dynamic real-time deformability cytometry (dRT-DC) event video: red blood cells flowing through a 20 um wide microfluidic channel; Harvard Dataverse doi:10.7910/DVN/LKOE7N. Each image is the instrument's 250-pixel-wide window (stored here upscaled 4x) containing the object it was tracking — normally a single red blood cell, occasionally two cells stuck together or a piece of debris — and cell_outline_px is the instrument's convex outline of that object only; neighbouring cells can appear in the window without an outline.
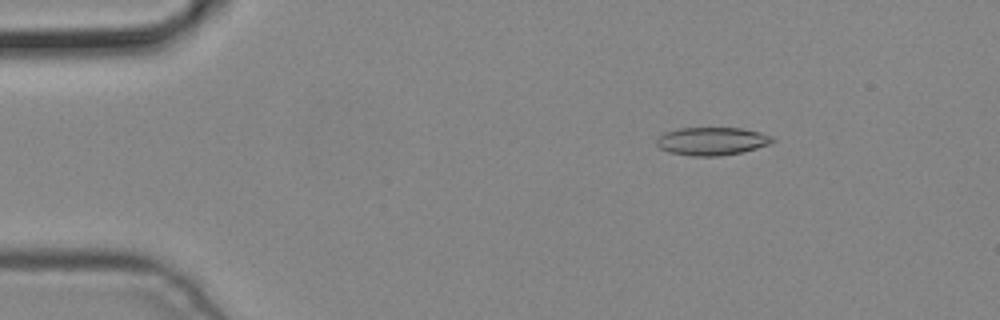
{"species": "common noctule bat (a hibernating species)", "species_latin": "Nyctalus noctula", "temperature_condition": "cold", "stored_images_in_passage": 2, "camera_frame_rate_fps": 3000, "um_per_image_px": 0.085, "animal": {"sex": "male", "body_mass_g": 19.2, "forearm_length_mm": 51.8}, "frame": {"image": 1, "passage_image": 1, "time_ms": 0.0, "image_size_px": [1000, 320], "cell_outline_px": [[776, 140], [768, 144], [756, 148], [740, 152], [720, 156], [692, 156], [668, 152], [660, 148], [656, 144], [656, 136], [664, 132], [680, 128], [740, 128], [760, 132], [772, 136]], "centroid_in_image_um": [60.46, 12.0], "position_along_channel_um": 24.5, "area_um2": 18.96}}
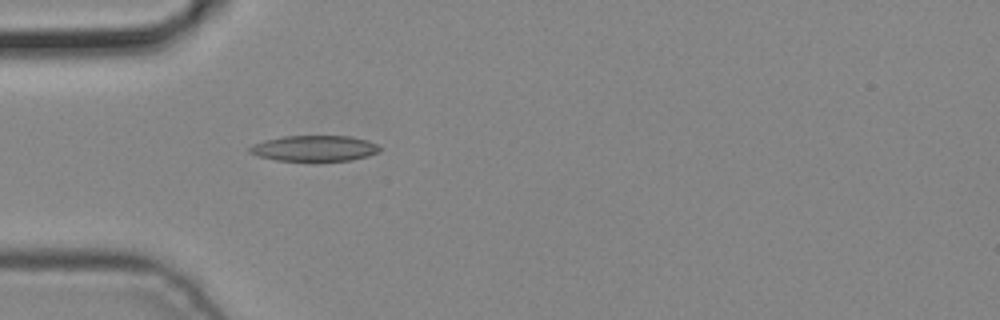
{"frame": {"image": 2, "passage_image": 2, "time_ms": 0.333, "image_size_px": [1000, 320], "cell_outline_px": [[380, 148], [376, 152], [368, 156], [352, 160], [276, 160], [256, 156], [248, 152], [248, 148], [252, 144], [264, 140], [284, 136], [348, 136], [368, 140], [376, 144]], "centroid_in_image_um": [26.67, 12.6], "position_along_channel_um": 58.3, "area_um2": 19.36}}